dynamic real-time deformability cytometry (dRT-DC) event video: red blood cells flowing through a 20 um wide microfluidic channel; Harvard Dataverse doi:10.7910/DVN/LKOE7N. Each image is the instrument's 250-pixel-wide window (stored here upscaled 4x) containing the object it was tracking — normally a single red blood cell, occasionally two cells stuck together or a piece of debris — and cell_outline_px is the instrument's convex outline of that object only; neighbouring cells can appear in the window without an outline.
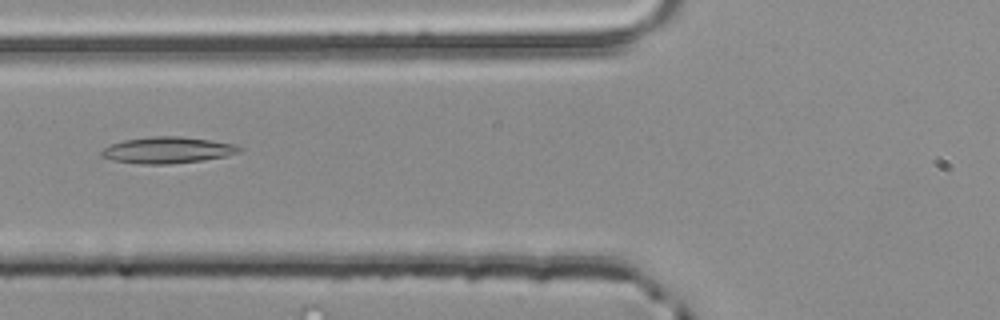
{"species": "common noctule bat (a hibernating species)", "species_latin": "Nyctalus noctula", "temperature_condition": "room temperature", "stored_images_in_passage": 37, "camera_frame_rate_fps": 3000, "um_per_image_px": 0.085, "animal": {"sex": "male", "body_mass_g": 20.4}, "frame": {"image": 1, "passage_image": 5, "time_ms": 1.333, "image_size_px": [1000, 320], "cell_outline_px": [[244, 148], [240, 152], [224, 156], [204, 160], [168, 164], [140, 164], [112, 160], [100, 156], [100, 152], [104, 148], [112, 144], [124, 140], [152, 136], [180, 136], [212, 140], [236, 144]], "centroid_in_image_um": [14.26, 12.75], "position_along_channel_um": 111.5, "area_um2": 21.27}}
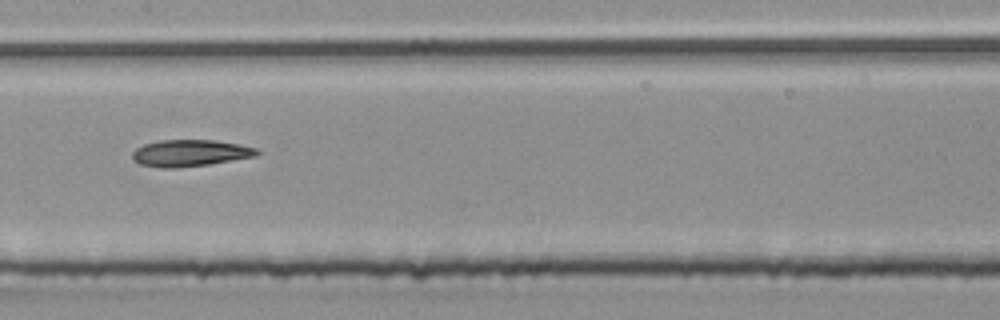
{"frame": {"image": 2, "passage_image": 11, "time_ms": 3.333, "image_size_px": [1000, 320], "cell_outline_px": [[260, 152], [256, 156], [208, 164], [172, 168], [160, 168], [140, 164], [132, 160], [132, 152], [136, 148], [144, 144], [160, 140], [216, 140], [240, 144], [256, 148]], "centroid_in_image_um": [16.13, 13.0], "position_along_channel_um": 191.3, "area_um2": 19.36}}
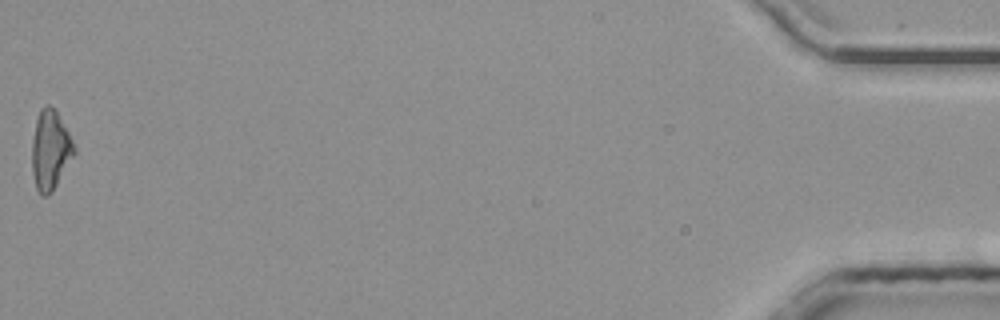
{"frame": {"image": 3, "passage_image": 37, "time_ms": 12.0, "image_size_px": [1000, 320], "cell_outline_px": [[76, 152], [52, 192], [48, 196], [40, 196], [36, 188], [32, 172], [32, 140], [36, 120], [40, 108], [44, 104], [48, 104], [56, 112], [68, 132], [76, 148]], "centroid_in_image_um": [4.26, 12.78], "position_along_channel_um": 430.9, "area_um2": 19.48}}